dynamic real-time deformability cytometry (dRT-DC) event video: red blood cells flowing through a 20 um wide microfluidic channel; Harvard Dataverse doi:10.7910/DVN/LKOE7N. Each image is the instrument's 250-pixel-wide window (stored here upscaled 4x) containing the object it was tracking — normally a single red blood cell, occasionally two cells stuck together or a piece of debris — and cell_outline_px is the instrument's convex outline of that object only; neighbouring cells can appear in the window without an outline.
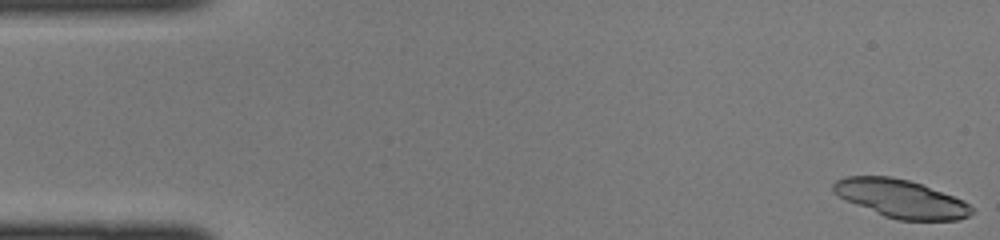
{"species": "common noctule bat (a hibernating species)", "species_latin": "Nyctalus noctula", "temperature_condition": "cold", "stored_images_in_passage": 44, "camera_frame_rate_fps": 3000, "um_per_image_px": 0.085, "animal": {"sex": "female", "body_mass_g": 22.0, "forearm_length_mm": 56.7}, "frame": {"image": 1, "passage_image": 1, "time_ms": 0.0, "image_size_px": [1000, 240], "cell_outline_px": [[972, 212], [968, 216], [956, 220], [896, 220], [884, 216], [844, 200], [832, 192], [832, 184], [836, 180], [844, 176], [892, 176], [908, 180], [920, 184], [964, 200], [972, 208]], "centroid_in_image_um": [76.52, 16.88], "position_along_channel_um": 8.5, "area_um2": 30.69}}
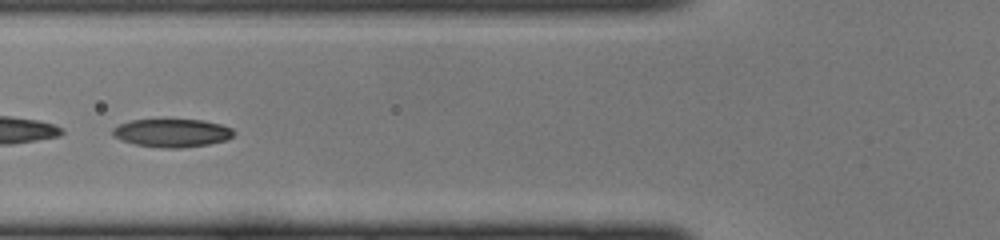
{"frame": {"image": 2, "passage_image": 17, "time_ms": 5.333, "image_size_px": [1000, 240], "cell_outline_px": [[236, 132], [228, 140], [208, 144], [180, 148], [164, 148], [136, 144], [112, 136], [112, 128], [120, 124], [132, 120], [164, 116], [168, 116], [204, 120], [220, 124], [232, 128]], "centroid_in_image_um": [14.63, 11.23], "position_along_channel_um": 111.2, "area_um2": 20.87}}
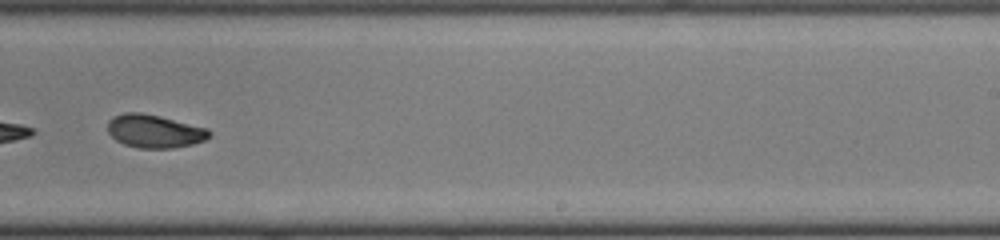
{"frame": {"image": 3, "passage_image": 28, "time_ms": 9.0, "image_size_px": [1000, 240], "cell_outline_px": [[212, 136], [204, 140], [192, 144], [172, 148], [140, 148], [124, 144], [116, 140], [108, 132], [108, 120], [112, 116], [124, 112], [140, 112], [160, 116], [208, 128], [212, 132]], "centroid_in_image_um": [13.13, 11.14], "position_along_channel_um": 275.9, "area_um2": 19.77}}